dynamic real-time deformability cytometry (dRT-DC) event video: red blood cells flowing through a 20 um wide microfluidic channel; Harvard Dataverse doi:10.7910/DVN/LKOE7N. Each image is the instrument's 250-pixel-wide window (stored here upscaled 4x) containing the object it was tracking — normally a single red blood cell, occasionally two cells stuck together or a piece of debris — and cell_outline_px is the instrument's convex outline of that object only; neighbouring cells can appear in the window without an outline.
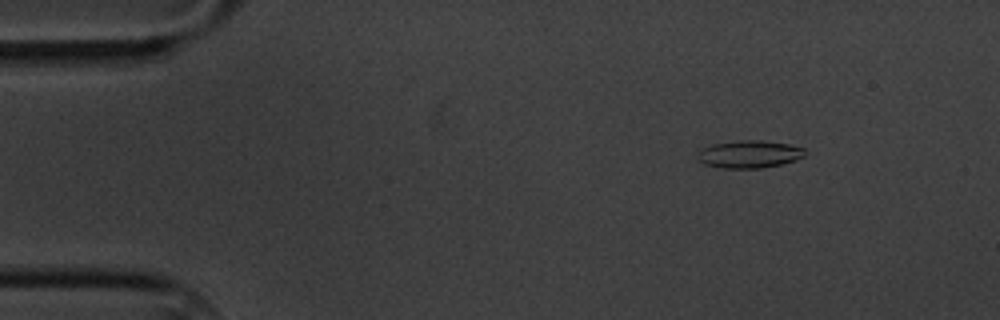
{"species": "common noctule bat (a hibernating species)", "species_latin": "Nyctalus noctula", "temperature_condition": "cold", "stored_images_in_passage": 6, "camera_frame_rate_fps": 3000, "um_per_image_px": 0.085, "animal": {"sex": "male", "body_mass_g": 20.1, "forearm_length_mm": 53.5}, "frame": {"image": 1, "passage_image": 2, "time_ms": 1.333, "image_size_px": [1000, 320], "cell_outline_px": [[808, 152], [804, 156], [796, 160], [780, 164], [760, 168], [724, 168], [704, 164], [696, 156], [704, 148], [712, 144], [740, 140], [760, 140], [788, 144], [804, 148]], "centroid_in_image_um": [63.73, 13.1], "position_along_channel_um": 21.3, "area_um2": 17.11}}